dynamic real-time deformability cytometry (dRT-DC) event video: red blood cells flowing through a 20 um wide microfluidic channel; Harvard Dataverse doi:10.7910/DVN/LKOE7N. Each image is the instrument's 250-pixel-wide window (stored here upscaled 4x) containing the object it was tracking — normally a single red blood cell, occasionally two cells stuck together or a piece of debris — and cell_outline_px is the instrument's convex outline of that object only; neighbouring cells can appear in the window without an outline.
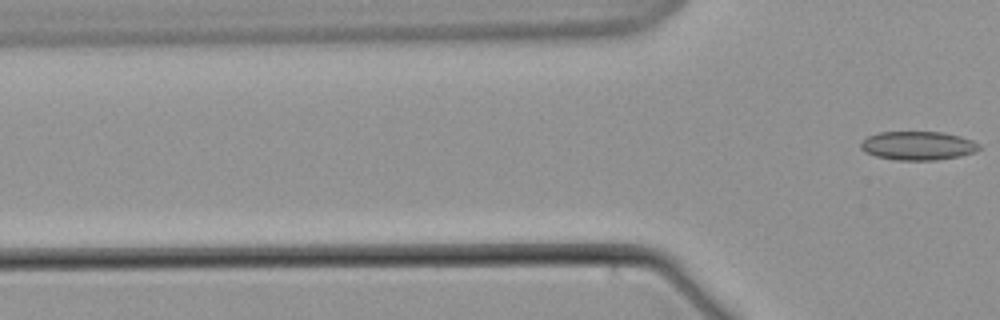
{"species": "common noctule bat (a hibernating species)", "species_latin": "Nyctalus noctula", "temperature_condition": "warm", "stored_images_in_passage": 8, "segment_of_instrument_passage": [2, 2], "camera_frame_rate_fps": 3000, "um_per_image_px": 0.085, "animal": {"sex": "male", "body_mass_g": 21.5, "forearm_length_mm": 52.0}, "frame": {"image": 1, "passage_image": 8, "time_ms": 9.0, "image_size_px": [1000, 320], "cell_outline_px": [[980, 148], [976, 152], [960, 156], [936, 160], [896, 160], [876, 156], [864, 152], [860, 148], [860, 144], [868, 136], [880, 132], [944, 132], [960, 136], [972, 140], [980, 144]], "centroid_in_image_um": [78.04, 12.38], "position_along_channel_um": 47.8, "area_um2": 19.88}}